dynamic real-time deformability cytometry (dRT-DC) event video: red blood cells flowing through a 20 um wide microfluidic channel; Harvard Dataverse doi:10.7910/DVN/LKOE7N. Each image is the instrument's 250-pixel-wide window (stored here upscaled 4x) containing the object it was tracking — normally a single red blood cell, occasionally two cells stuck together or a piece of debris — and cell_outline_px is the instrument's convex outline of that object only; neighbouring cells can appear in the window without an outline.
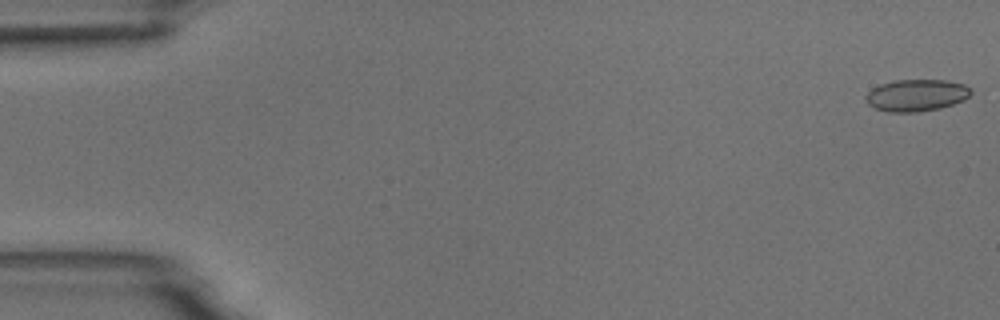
{"species": "common noctule bat (a hibernating species)", "species_latin": "Nyctalus noctula", "temperature_condition": "room temperature", "stored_images_in_passage": 6, "camera_frame_rate_fps": 3000, "um_per_image_px": 0.085, "animal": {"sex": "male", "body_mass_g": 18.8}, "frame": {"image": 1, "passage_image": 1, "time_ms": 0.0, "image_size_px": [1000, 320], "cell_outline_px": [[972, 92], [964, 100], [940, 108], [916, 112], [888, 112], [872, 108], [864, 100], [864, 96], [872, 88], [880, 84], [896, 80], [944, 80], [964, 84], [972, 88]], "centroid_in_image_um": [77.86, 8.1], "position_along_channel_um": 7.1, "area_um2": 19.71}}